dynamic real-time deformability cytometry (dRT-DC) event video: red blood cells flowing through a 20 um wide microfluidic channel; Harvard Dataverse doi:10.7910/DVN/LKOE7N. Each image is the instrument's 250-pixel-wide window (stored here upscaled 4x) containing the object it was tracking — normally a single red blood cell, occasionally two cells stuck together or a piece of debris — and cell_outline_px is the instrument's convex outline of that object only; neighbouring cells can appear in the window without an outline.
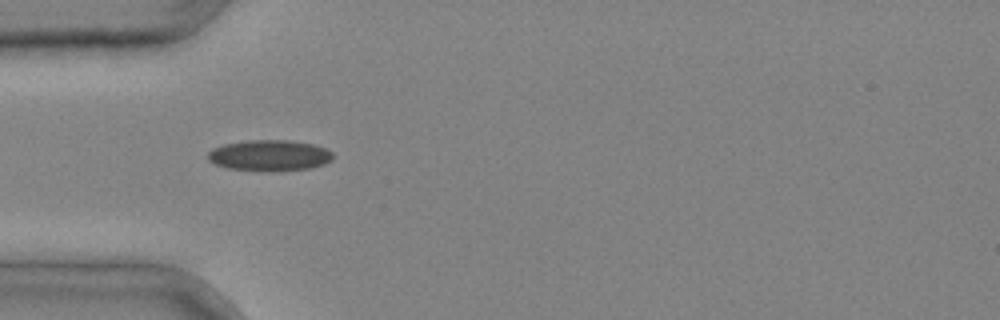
{"species": "common noctule bat (a hibernating species)", "species_latin": "Nyctalus noctula", "temperature_condition": "cold", "stored_images_in_passage": 2, "camera_frame_rate_fps": 3000, "um_per_image_px": 0.085, "animal": {"sex": "male", "body_mass_g": 20.4}, "frame": {"image": 1, "passage_image": 2, "time_ms": 0.333, "image_size_px": [1000, 320], "cell_outline_px": [[332, 160], [324, 164], [308, 168], [280, 172], [260, 172], [228, 168], [216, 164], [208, 160], [208, 152], [212, 148], [224, 144], [248, 140], [288, 140], [312, 144], [324, 148], [332, 152]], "centroid_in_image_um": [22.89, 13.23], "position_along_channel_um": 62.1, "area_um2": 22.83}}